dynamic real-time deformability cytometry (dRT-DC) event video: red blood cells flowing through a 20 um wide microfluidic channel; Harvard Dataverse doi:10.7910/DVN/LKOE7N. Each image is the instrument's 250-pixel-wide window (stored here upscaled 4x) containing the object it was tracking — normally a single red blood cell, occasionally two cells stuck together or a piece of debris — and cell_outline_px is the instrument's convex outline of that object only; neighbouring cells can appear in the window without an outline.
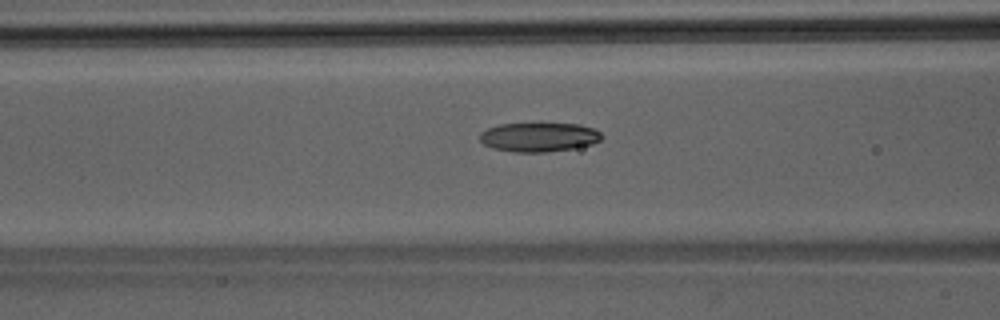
{"species": "Egyptian fruit bat (a non-hibernating species)", "species_latin": "Rousettus aegyptiacus", "temperature_condition": "room temperature", "stored_images_in_passage": 26, "camera_frame_rate_fps": 3000, "um_per_image_px": 0.085, "animal": {"sex": "male"}, "frame": {"image": 1, "passage_image": 8, "time_ms": 2.333, "image_size_px": [1000, 320], "cell_outline_px": [[604, 136], [600, 140], [592, 144], [572, 148], [548, 152], [512, 152], [492, 148], [484, 144], [480, 140], [480, 132], [488, 128], [500, 124], [580, 124], [592, 128], [600, 132]], "centroid_in_image_um": [45.8, 11.66], "position_along_channel_um": 120.8, "area_um2": 20.63}}
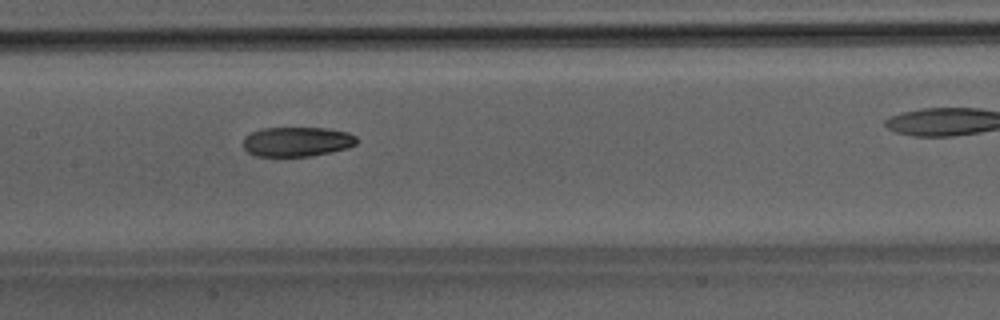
{"frame": {"image": 2, "passage_image": 12, "time_ms": 3.667, "image_size_px": [1000, 320], "cell_outline_px": [[356, 144], [348, 148], [332, 152], [308, 156], [256, 156], [248, 152], [244, 148], [244, 136], [260, 128], [324, 128], [348, 132], [356, 136]], "centroid_in_image_um": [25.24, 12.04], "position_along_channel_um": 182.2, "area_um2": 19.59}}